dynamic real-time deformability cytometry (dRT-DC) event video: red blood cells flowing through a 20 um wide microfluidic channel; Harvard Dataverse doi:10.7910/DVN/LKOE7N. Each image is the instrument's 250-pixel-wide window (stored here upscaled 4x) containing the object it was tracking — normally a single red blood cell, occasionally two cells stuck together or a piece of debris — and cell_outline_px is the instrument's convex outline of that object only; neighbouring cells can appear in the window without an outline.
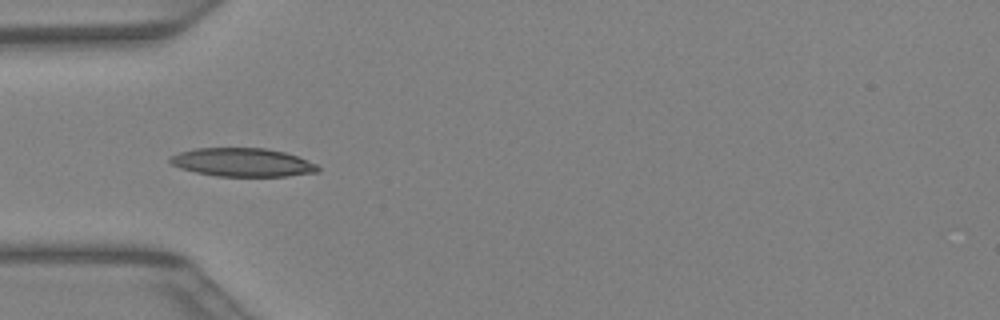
{"species": "Egyptian fruit bat (a non-hibernating species)", "species_latin": "Rousettus aegyptiacus", "temperature_condition": "warm", "stored_images_in_passage": 8, "camera_frame_rate_fps": 3000, "um_per_image_px": 0.085, "animal": {"sex": "female"}, "frame": {"image": 1, "passage_image": 2, "time_ms": 0.333, "image_size_px": [1000, 320], "cell_outline_px": [[320, 172], [288, 176], [216, 176], [196, 172], [180, 168], [172, 164], [168, 160], [168, 156], [180, 152], [196, 148], [264, 148], [284, 152], [296, 156], [316, 164], [320, 168]], "centroid_in_image_um": [20.6, 13.8], "position_along_channel_um": 64.4, "area_um2": 24.51}}